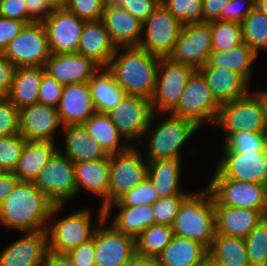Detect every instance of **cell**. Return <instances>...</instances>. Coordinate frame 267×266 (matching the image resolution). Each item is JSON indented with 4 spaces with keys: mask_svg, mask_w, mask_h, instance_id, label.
Segmentation results:
<instances>
[{
    "mask_svg": "<svg viewBox=\"0 0 267 266\" xmlns=\"http://www.w3.org/2000/svg\"><path fill=\"white\" fill-rule=\"evenodd\" d=\"M212 51V33L208 22L184 24L173 52L168 57L199 70Z\"/></svg>",
    "mask_w": 267,
    "mask_h": 266,
    "instance_id": "cell-15",
    "label": "cell"
},
{
    "mask_svg": "<svg viewBox=\"0 0 267 266\" xmlns=\"http://www.w3.org/2000/svg\"><path fill=\"white\" fill-rule=\"evenodd\" d=\"M207 256L208 249L201 243L173 235L157 261L160 266H199Z\"/></svg>",
    "mask_w": 267,
    "mask_h": 266,
    "instance_id": "cell-30",
    "label": "cell"
},
{
    "mask_svg": "<svg viewBox=\"0 0 267 266\" xmlns=\"http://www.w3.org/2000/svg\"><path fill=\"white\" fill-rule=\"evenodd\" d=\"M21 234L0 253V266H43L47 252L46 231H25Z\"/></svg>",
    "mask_w": 267,
    "mask_h": 266,
    "instance_id": "cell-20",
    "label": "cell"
},
{
    "mask_svg": "<svg viewBox=\"0 0 267 266\" xmlns=\"http://www.w3.org/2000/svg\"><path fill=\"white\" fill-rule=\"evenodd\" d=\"M19 116V134L25 140L55 142L56 130L63 127L58 110L40 102L21 108Z\"/></svg>",
    "mask_w": 267,
    "mask_h": 266,
    "instance_id": "cell-19",
    "label": "cell"
},
{
    "mask_svg": "<svg viewBox=\"0 0 267 266\" xmlns=\"http://www.w3.org/2000/svg\"><path fill=\"white\" fill-rule=\"evenodd\" d=\"M203 74L216 102L221 106L249 93V82L239 73L226 68L202 66Z\"/></svg>",
    "mask_w": 267,
    "mask_h": 266,
    "instance_id": "cell-23",
    "label": "cell"
},
{
    "mask_svg": "<svg viewBox=\"0 0 267 266\" xmlns=\"http://www.w3.org/2000/svg\"><path fill=\"white\" fill-rule=\"evenodd\" d=\"M199 266H222V265L215 262L212 258L207 256Z\"/></svg>",
    "mask_w": 267,
    "mask_h": 266,
    "instance_id": "cell-64",
    "label": "cell"
},
{
    "mask_svg": "<svg viewBox=\"0 0 267 266\" xmlns=\"http://www.w3.org/2000/svg\"><path fill=\"white\" fill-rule=\"evenodd\" d=\"M136 146L110 155L108 205L147 178L148 161L143 159Z\"/></svg>",
    "mask_w": 267,
    "mask_h": 266,
    "instance_id": "cell-14",
    "label": "cell"
},
{
    "mask_svg": "<svg viewBox=\"0 0 267 266\" xmlns=\"http://www.w3.org/2000/svg\"><path fill=\"white\" fill-rule=\"evenodd\" d=\"M255 59L256 56L253 54L251 47L242 43L229 51H211L207 62L203 66L233 70L250 82Z\"/></svg>",
    "mask_w": 267,
    "mask_h": 266,
    "instance_id": "cell-35",
    "label": "cell"
},
{
    "mask_svg": "<svg viewBox=\"0 0 267 266\" xmlns=\"http://www.w3.org/2000/svg\"><path fill=\"white\" fill-rule=\"evenodd\" d=\"M117 214L113 216L110 225L117 231L136 237L146 228L154 224V212L152 205L136 207L117 206Z\"/></svg>",
    "mask_w": 267,
    "mask_h": 266,
    "instance_id": "cell-36",
    "label": "cell"
},
{
    "mask_svg": "<svg viewBox=\"0 0 267 266\" xmlns=\"http://www.w3.org/2000/svg\"><path fill=\"white\" fill-rule=\"evenodd\" d=\"M63 88L64 85L59 83L48 73L44 72L39 87L38 102L57 109Z\"/></svg>",
    "mask_w": 267,
    "mask_h": 266,
    "instance_id": "cell-50",
    "label": "cell"
},
{
    "mask_svg": "<svg viewBox=\"0 0 267 266\" xmlns=\"http://www.w3.org/2000/svg\"><path fill=\"white\" fill-rule=\"evenodd\" d=\"M263 220L267 223V206L265 207V210L263 213Z\"/></svg>",
    "mask_w": 267,
    "mask_h": 266,
    "instance_id": "cell-65",
    "label": "cell"
},
{
    "mask_svg": "<svg viewBox=\"0 0 267 266\" xmlns=\"http://www.w3.org/2000/svg\"><path fill=\"white\" fill-rule=\"evenodd\" d=\"M240 24L243 42L257 57L260 49H267V15L255 7Z\"/></svg>",
    "mask_w": 267,
    "mask_h": 266,
    "instance_id": "cell-39",
    "label": "cell"
},
{
    "mask_svg": "<svg viewBox=\"0 0 267 266\" xmlns=\"http://www.w3.org/2000/svg\"><path fill=\"white\" fill-rule=\"evenodd\" d=\"M19 180L12 172L0 173V205L11 194Z\"/></svg>",
    "mask_w": 267,
    "mask_h": 266,
    "instance_id": "cell-58",
    "label": "cell"
},
{
    "mask_svg": "<svg viewBox=\"0 0 267 266\" xmlns=\"http://www.w3.org/2000/svg\"><path fill=\"white\" fill-rule=\"evenodd\" d=\"M77 194L86 189L101 198V207L108 206L110 155L100 160L74 163Z\"/></svg>",
    "mask_w": 267,
    "mask_h": 266,
    "instance_id": "cell-25",
    "label": "cell"
},
{
    "mask_svg": "<svg viewBox=\"0 0 267 266\" xmlns=\"http://www.w3.org/2000/svg\"><path fill=\"white\" fill-rule=\"evenodd\" d=\"M181 159H158L148 162L147 177L159 198L180 195Z\"/></svg>",
    "mask_w": 267,
    "mask_h": 266,
    "instance_id": "cell-31",
    "label": "cell"
},
{
    "mask_svg": "<svg viewBox=\"0 0 267 266\" xmlns=\"http://www.w3.org/2000/svg\"><path fill=\"white\" fill-rule=\"evenodd\" d=\"M191 193L181 204L172 225L174 235L201 243L207 249L215 237V201L207 188Z\"/></svg>",
    "mask_w": 267,
    "mask_h": 266,
    "instance_id": "cell-3",
    "label": "cell"
},
{
    "mask_svg": "<svg viewBox=\"0 0 267 266\" xmlns=\"http://www.w3.org/2000/svg\"><path fill=\"white\" fill-rule=\"evenodd\" d=\"M25 23L20 20L0 17V53L19 34Z\"/></svg>",
    "mask_w": 267,
    "mask_h": 266,
    "instance_id": "cell-52",
    "label": "cell"
},
{
    "mask_svg": "<svg viewBox=\"0 0 267 266\" xmlns=\"http://www.w3.org/2000/svg\"><path fill=\"white\" fill-rule=\"evenodd\" d=\"M158 195L153 187L152 182L147 177L143 182L134 187L133 189L124 193L116 201L112 202L104 208L105 220L109 221L115 206H141L152 205L158 200Z\"/></svg>",
    "mask_w": 267,
    "mask_h": 266,
    "instance_id": "cell-41",
    "label": "cell"
},
{
    "mask_svg": "<svg viewBox=\"0 0 267 266\" xmlns=\"http://www.w3.org/2000/svg\"><path fill=\"white\" fill-rule=\"evenodd\" d=\"M33 184L55 205H65L77 196L74 163L57 150Z\"/></svg>",
    "mask_w": 267,
    "mask_h": 266,
    "instance_id": "cell-10",
    "label": "cell"
},
{
    "mask_svg": "<svg viewBox=\"0 0 267 266\" xmlns=\"http://www.w3.org/2000/svg\"><path fill=\"white\" fill-rule=\"evenodd\" d=\"M258 96L261 101L262 107H263V112H264V119L266 122L267 126V91H254Z\"/></svg>",
    "mask_w": 267,
    "mask_h": 266,
    "instance_id": "cell-61",
    "label": "cell"
},
{
    "mask_svg": "<svg viewBox=\"0 0 267 266\" xmlns=\"http://www.w3.org/2000/svg\"><path fill=\"white\" fill-rule=\"evenodd\" d=\"M26 140L18 133L0 137V169L13 172Z\"/></svg>",
    "mask_w": 267,
    "mask_h": 266,
    "instance_id": "cell-45",
    "label": "cell"
},
{
    "mask_svg": "<svg viewBox=\"0 0 267 266\" xmlns=\"http://www.w3.org/2000/svg\"><path fill=\"white\" fill-rule=\"evenodd\" d=\"M44 68L59 83L69 85L89 82L101 67L79 53H51Z\"/></svg>",
    "mask_w": 267,
    "mask_h": 266,
    "instance_id": "cell-21",
    "label": "cell"
},
{
    "mask_svg": "<svg viewBox=\"0 0 267 266\" xmlns=\"http://www.w3.org/2000/svg\"><path fill=\"white\" fill-rule=\"evenodd\" d=\"M0 17L20 20L27 24V9L24 0H2Z\"/></svg>",
    "mask_w": 267,
    "mask_h": 266,
    "instance_id": "cell-54",
    "label": "cell"
},
{
    "mask_svg": "<svg viewBox=\"0 0 267 266\" xmlns=\"http://www.w3.org/2000/svg\"><path fill=\"white\" fill-rule=\"evenodd\" d=\"M54 205L33 182L19 181L0 205V223L21 232L46 231Z\"/></svg>",
    "mask_w": 267,
    "mask_h": 266,
    "instance_id": "cell-1",
    "label": "cell"
},
{
    "mask_svg": "<svg viewBox=\"0 0 267 266\" xmlns=\"http://www.w3.org/2000/svg\"><path fill=\"white\" fill-rule=\"evenodd\" d=\"M27 9V24L42 22L50 14L53 8L47 0H24Z\"/></svg>",
    "mask_w": 267,
    "mask_h": 266,
    "instance_id": "cell-55",
    "label": "cell"
},
{
    "mask_svg": "<svg viewBox=\"0 0 267 266\" xmlns=\"http://www.w3.org/2000/svg\"><path fill=\"white\" fill-rule=\"evenodd\" d=\"M2 55L16 67H44L51 51L43 23L25 24Z\"/></svg>",
    "mask_w": 267,
    "mask_h": 266,
    "instance_id": "cell-13",
    "label": "cell"
},
{
    "mask_svg": "<svg viewBox=\"0 0 267 266\" xmlns=\"http://www.w3.org/2000/svg\"><path fill=\"white\" fill-rule=\"evenodd\" d=\"M161 4L183 24L203 22L202 0H161Z\"/></svg>",
    "mask_w": 267,
    "mask_h": 266,
    "instance_id": "cell-44",
    "label": "cell"
},
{
    "mask_svg": "<svg viewBox=\"0 0 267 266\" xmlns=\"http://www.w3.org/2000/svg\"><path fill=\"white\" fill-rule=\"evenodd\" d=\"M206 188L212 194L215 206L253 209L262 214L267 206L264 184L223 178L215 171Z\"/></svg>",
    "mask_w": 267,
    "mask_h": 266,
    "instance_id": "cell-8",
    "label": "cell"
},
{
    "mask_svg": "<svg viewBox=\"0 0 267 266\" xmlns=\"http://www.w3.org/2000/svg\"><path fill=\"white\" fill-rule=\"evenodd\" d=\"M230 0H202L203 22L221 21V12Z\"/></svg>",
    "mask_w": 267,
    "mask_h": 266,
    "instance_id": "cell-57",
    "label": "cell"
},
{
    "mask_svg": "<svg viewBox=\"0 0 267 266\" xmlns=\"http://www.w3.org/2000/svg\"><path fill=\"white\" fill-rule=\"evenodd\" d=\"M222 149L238 153L267 151V133H234L222 144Z\"/></svg>",
    "mask_w": 267,
    "mask_h": 266,
    "instance_id": "cell-43",
    "label": "cell"
},
{
    "mask_svg": "<svg viewBox=\"0 0 267 266\" xmlns=\"http://www.w3.org/2000/svg\"><path fill=\"white\" fill-rule=\"evenodd\" d=\"M62 129L65 145L63 150H58L71 162L94 161L108 156L101 145L88 135L83 124L66 125Z\"/></svg>",
    "mask_w": 267,
    "mask_h": 266,
    "instance_id": "cell-28",
    "label": "cell"
},
{
    "mask_svg": "<svg viewBox=\"0 0 267 266\" xmlns=\"http://www.w3.org/2000/svg\"><path fill=\"white\" fill-rule=\"evenodd\" d=\"M88 83L95 111L99 113L109 112L126 94L106 67H101Z\"/></svg>",
    "mask_w": 267,
    "mask_h": 266,
    "instance_id": "cell-33",
    "label": "cell"
},
{
    "mask_svg": "<svg viewBox=\"0 0 267 266\" xmlns=\"http://www.w3.org/2000/svg\"><path fill=\"white\" fill-rule=\"evenodd\" d=\"M53 9L65 8L69 0H47Z\"/></svg>",
    "mask_w": 267,
    "mask_h": 266,
    "instance_id": "cell-62",
    "label": "cell"
},
{
    "mask_svg": "<svg viewBox=\"0 0 267 266\" xmlns=\"http://www.w3.org/2000/svg\"><path fill=\"white\" fill-rule=\"evenodd\" d=\"M115 124L125 142L130 146L142 142L151 118L154 114L150 99L125 94L120 103L106 113ZM134 142V143H133Z\"/></svg>",
    "mask_w": 267,
    "mask_h": 266,
    "instance_id": "cell-12",
    "label": "cell"
},
{
    "mask_svg": "<svg viewBox=\"0 0 267 266\" xmlns=\"http://www.w3.org/2000/svg\"><path fill=\"white\" fill-rule=\"evenodd\" d=\"M255 7L251 0H230L221 12V21L241 23Z\"/></svg>",
    "mask_w": 267,
    "mask_h": 266,
    "instance_id": "cell-51",
    "label": "cell"
},
{
    "mask_svg": "<svg viewBox=\"0 0 267 266\" xmlns=\"http://www.w3.org/2000/svg\"><path fill=\"white\" fill-rule=\"evenodd\" d=\"M208 256L222 266H250L244 238L215 233Z\"/></svg>",
    "mask_w": 267,
    "mask_h": 266,
    "instance_id": "cell-37",
    "label": "cell"
},
{
    "mask_svg": "<svg viewBox=\"0 0 267 266\" xmlns=\"http://www.w3.org/2000/svg\"><path fill=\"white\" fill-rule=\"evenodd\" d=\"M19 124V109L7 97H0V137L18 134Z\"/></svg>",
    "mask_w": 267,
    "mask_h": 266,
    "instance_id": "cell-49",
    "label": "cell"
},
{
    "mask_svg": "<svg viewBox=\"0 0 267 266\" xmlns=\"http://www.w3.org/2000/svg\"><path fill=\"white\" fill-rule=\"evenodd\" d=\"M76 266H95V249L93 238L67 253Z\"/></svg>",
    "mask_w": 267,
    "mask_h": 266,
    "instance_id": "cell-53",
    "label": "cell"
},
{
    "mask_svg": "<svg viewBox=\"0 0 267 266\" xmlns=\"http://www.w3.org/2000/svg\"><path fill=\"white\" fill-rule=\"evenodd\" d=\"M173 235L171 226L153 224L136 237V253L157 258L170 243Z\"/></svg>",
    "mask_w": 267,
    "mask_h": 266,
    "instance_id": "cell-38",
    "label": "cell"
},
{
    "mask_svg": "<svg viewBox=\"0 0 267 266\" xmlns=\"http://www.w3.org/2000/svg\"><path fill=\"white\" fill-rule=\"evenodd\" d=\"M195 70L188 65L173 62L168 57L159 59L155 90L150 99L154 113H170L177 106Z\"/></svg>",
    "mask_w": 267,
    "mask_h": 266,
    "instance_id": "cell-9",
    "label": "cell"
},
{
    "mask_svg": "<svg viewBox=\"0 0 267 266\" xmlns=\"http://www.w3.org/2000/svg\"><path fill=\"white\" fill-rule=\"evenodd\" d=\"M101 20L116 48L139 46L143 23L127 10L106 3Z\"/></svg>",
    "mask_w": 267,
    "mask_h": 266,
    "instance_id": "cell-24",
    "label": "cell"
},
{
    "mask_svg": "<svg viewBox=\"0 0 267 266\" xmlns=\"http://www.w3.org/2000/svg\"><path fill=\"white\" fill-rule=\"evenodd\" d=\"M255 6L267 15V0H258Z\"/></svg>",
    "mask_w": 267,
    "mask_h": 266,
    "instance_id": "cell-63",
    "label": "cell"
},
{
    "mask_svg": "<svg viewBox=\"0 0 267 266\" xmlns=\"http://www.w3.org/2000/svg\"><path fill=\"white\" fill-rule=\"evenodd\" d=\"M265 188H266V193H267V181H266V184H265Z\"/></svg>",
    "mask_w": 267,
    "mask_h": 266,
    "instance_id": "cell-66",
    "label": "cell"
},
{
    "mask_svg": "<svg viewBox=\"0 0 267 266\" xmlns=\"http://www.w3.org/2000/svg\"><path fill=\"white\" fill-rule=\"evenodd\" d=\"M106 224L104 219L93 234L95 266H124L136 253L135 238Z\"/></svg>",
    "mask_w": 267,
    "mask_h": 266,
    "instance_id": "cell-17",
    "label": "cell"
},
{
    "mask_svg": "<svg viewBox=\"0 0 267 266\" xmlns=\"http://www.w3.org/2000/svg\"><path fill=\"white\" fill-rule=\"evenodd\" d=\"M159 59L139 46L117 47L106 68L126 94L151 99Z\"/></svg>",
    "mask_w": 267,
    "mask_h": 266,
    "instance_id": "cell-2",
    "label": "cell"
},
{
    "mask_svg": "<svg viewBox=\"0 0 267 266\" xmlns=\"http://www.w3.org/2000/svg\"><path fill=\"white\" fill-rule=\"evenodd\" d=\"M161 0H108L110 7L123 8L142 23L159 6Z\"/></svg>",
    "mask_w": 267,
    "mask_h": 266,
    "instance_id": "cell-48",
    "label": "cell"
},
{
    "mask_svg": "<svg viewBox=\"0 0 267 266\" xmlns=\"http://www.w3.org/2000/svg\"><path fill=\"white\" fill-rule=\"evenodd\" d=\"M83 125L88 135L95 139L108 155L126 151L130 147L127 142H121L125 139L106 113L95 112Z\"/></svg>",
    "mask_w": 267,
    "mask_h": 266,
    "instance_id": "cell-34",
    "label": "cell"
},
{
    "mask_svg": "<svg viewBox=\"0 0 267 266\" xmlns=\"http://www.w3.org/2000/svg\"><path fill=\"white\" fill-rule=\"evenodd\" d=\"M212 33V51H229L243 42L241 24L232 21L208 22Z\"/></svg>",
    "mask_w": 267,
    "mask_h": 266,
    "instance_id": "cell-40",
    "label": "cell"
},
{
    "mask_svg": "<svg viewBox=\"0 0 267 266\" xmlns=\"http://www.w3.org/2000/svg\"><path fill=\"white\" fill-rule=\"evenodd\" d=\"M250 266H267V223L262 220L245 238Z\"/></svg>",
    "mask_w": 267,
    "mask_h": 266,
    "instance_id": "cell-42",
    "label": "cell"
},
{
    "mask_svg": "<svg viewBox=\"0 0 267 266\" xmlns=\"http://www.w3.org/2000/svg\"><path fill=\"white\" fill-rule=\"evenodd\" d=\"M116 51L102 20L85 22L77 53L107 67Z\"/></svg>",
    "mask_w": 267,
    "mask_h": 266,
    "instance_id": "cell-26",
    "label": "cell"
},
{
    "mask_svg": "<svg viewBox=\"0 0 267 266\" xmlns=\"http://www.w3.org/2000/svg\"><path fill=\"white\" fill-rule=\"evenodd\" d=\"M16 68L10 60L0 54V97L8 96Z\"/></svg>",
    "mask_w": 267,
    "mask_h": 266,
    "instance_id": "cell-56",
    "label": "cell"
},
{
    "mask_svg": "<svg viewBox=\"0 0 267 266\" xmlns=\"http://www.w3.org/2000/svg\"><path fill=\"white\" fill-rule=\"evenodd\" d=\"M183 25L160 3L143 22L139 47L151 55L167 58L173 52Z\"/></svg>",
    "mask_w": 267,
    "mask_h": 266,
    "instance_id": "cell-11",
    "label": "cell"
},
{
    "mask_svg": "<svg viewBox=\"0 0 267 266\" xmlns=\"http://www.w3.org/2000/svg\"><path fill=\"white\" fill-rule=\"evenodd\" d=\"M124 266H160L157 258L135 253Z\"/></svg>",
    "mask_w": 267,
    "mask_h": 266,
    "instance_id": "cell-60",
    "label": "cell"
},
{
    "mask_svg": "<svg viewBox=\"0 0 267 266\" xmlns=\"http://www.w3.org/2000/svg\"><path fill=\"white\" fill-rule=\"evenodd\" d=\"M223 153L224 155L218 160L215 170L221 177L236 181L266 184L267 151Z\"/></svg>",
    "mask_w": 267,
    "mask_h": 266,
    "instance_id": "cell-18",
    "label": "cell"
},
{
    "mask_svg": "<svg viewBox=\"0 0 267 266\" xmlns=\"http://www.w3.org/2000/svg\"><path fill=\"white\" fill-rule=\"evenodd\" d=\"M43 266H76L67 253H56L47 250Z\"/></svg>",
    "mask_w": 267,
    "mask_h": 266,
    "instance_id": "cell-59",
    "label": "cell"
},
{
    "mask_svg": "<svg viewBox=\"0 0 267 266\" xmlns=\"http://www.w3.org/2000/svg\"><path fill=\"white\" fill-rule=\"evenodd\" d=\"M215 233L245 238L262 220L258 210L215 206Z\"/></svg>",
    "mask_w": 267,
    "mask_h": 266,
    "instance_id": "cell-27",
    "label": "cell"
},
{
    "mask_svg": "<svg viewBox=\"0 0 267 266\" xmlns=\"http://www.w3.org/2000/svg\"><path fill=\"white\" fill-rule=\"evenodd\" d=\"M154 113L150 124L143 135L148 142L147 161L158 159H181L182 147L188 139L200 128L193 121L170 114L165 120L156 123L154 127ZM153 125V126H152Z\"/></svg>",
    "mask_w": 267,
    "mask_h": 266,
    "instance_id": "cell-5",
    "label": "cell"
},
{
    "mask_svg": "<svg viewBox=\"0 0 267 266\" xmlns=\"http://www.w3.org/2000/svg\"><path fill=\"white\" fill-rule=\"evenodd\" d=\"M45 68L42 66L17 67L7 98L20 110L35 104Z\"/></svg>",
    "mask_w": 267,
    "mask_h": 266,
    "instance_id": "cell-32",
    "label": "cell"
},
{
    "mask_svg": "<svg viewBox=\"0 0 267 266\" xmlns=\"http://www.w3.org/2000/svg\"><path fill=\"white\" fill-rule=\"evenodd\" d=\"M214 126L226 132L223 143L234 133H267L259 96L250 92L242 98L221 105Z\"/></svg>",
    "mask_w": 267,
    "mask_h": 266,
    "instance_id": "cell-6",
    "label": "cell"
},
{
    "mask_svg": "<svg viewBox=\"0 0 267 266\" xmlns=\"http://www.w3.org/2000/svg\"><path fill=\"white\" fill-rule=\"evenodd\" d=\"M57 110L63 126L87 121L96 112L89 83L64 85Z\"/></svg>",
    "mask_w": 267,
    "mask_h": 266,
    "instance_id": "cell-22",
    "label": "cell"
},
{
    "mask_svg": "<svg viewBox=\"0 0 267 266\" xmlns=\"http://www.w3.org/2000/svg\"><path fill=\"white\" fill-rule=\"evenodd\" d=\"M190 194L191 193L184 191L180 195L158 198V200L152 204L154 212V224L172 227L182 202Z\"/></svg>",
    "mask_w": 267,
    "mask_h": 266,
    "instance_id": "cell-46",
    "label": "cell"
},
{
    "mask_svg": "<svg viewBox=\"0 0 267 266\" xmlns=\"http://www.w3.org/2000/svg\"><path fill=\"white\" fill-rule=\"evenodd\" d=\"M57 147L53 141L26 140L12 173L19 181L33 182L59 149Z\"/></svg>",
    "mask_w": 267,
    "mask_h": 266,
    "instance_id": "cell-29",
    "label": "cell"
},
{
    "mask_svg": "<svg viewBox=\"0 0 267 266\" xmlns=\"http://www.w3.org/2000/svg\"><path fill=\"white\" fill-rule=\"evenodd\" d=\"M51 53H77L81 33L85 24L66 8H56L42 21Z\"/></svg>",
    "mask_w": 267,
    "mask_h": 266,
    "instance_id": "cell-16",
    "label": "cell"
},
{
    "mask_svg": "<svg viewBox=\"0 0 267 266\" xmlns=\"http://www.w3.org/2000/svg\"><path fill=\"white\" fill-rule=\"evenodd\" d=\"M106 3L105 0H69L65 8L85 22L98 21Z\"/></svg>",
    "mask_w": 267,
    "mask_h": 266,
    "instance_id": "cell-47",
    "label": "cell"
},
{
    "mask_svg": "<svg viewBox=\"0 0 267 266\" xmlns=\"http://www.w3.org/2000/svg\"><path fill=\"white\" fill-rule=\"evenodd\" d=\"M219 110L220 105L214 99L203 74L195 70L177 106L169 114L189 119L199 127L205 123L214 126Z\"/></svg>",
    "mask_w": 267,
    "mask_h": 266,
    "instance_id": "cell-7",
    "label": "cell"
},
{
    "mask_svg": "<svg viewBox=\"0 0 267 266\" xmlns=\"http://www.w3.org/2000/svg\"><path fill=\"white\" fill-rule=\"evenodd\" d=\"M63 206L54 205L46 226L47 250L56 253H68L77 246L90 241L98 225L105 219L104 209L99 206L96 226L91 225L93 219L89 208H83L54 220L53 215Z\"/></svg>",
    "mask_w": 267,
    "mask_h": 266,
    "instance_id": "cell-4",
    "label": "cell"
}]
</instances>
